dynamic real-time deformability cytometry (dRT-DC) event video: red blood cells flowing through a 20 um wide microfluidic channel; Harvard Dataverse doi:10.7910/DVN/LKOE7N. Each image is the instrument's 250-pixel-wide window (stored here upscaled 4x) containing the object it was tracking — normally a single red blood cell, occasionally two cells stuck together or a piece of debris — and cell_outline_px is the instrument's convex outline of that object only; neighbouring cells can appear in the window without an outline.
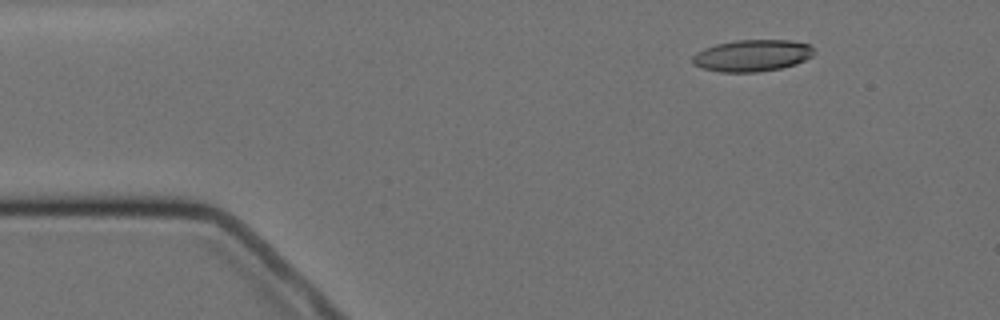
{"species": "Egyptian fruit bat (a non-hibernating species)", "species_latin": "Rousettus aegyptiacus", "temperature_condition": "cold", "stored_images_in_passage": 4, "camera_frame_rate_fps": 3000, "um_per_image_px": 0.085, "animal": {"sex": "female"}, "frame": {"image": 1, "passage_image": 2, "time_ms": 1.0, "image_size_px": [1000, 320], "cell_outline_px": [[816, 52], [812, 56], [796, 64], [780, 68], [756, 72], [720, 72], [704, 68], [692, 64], [692, 56], [696, 52], [704, 48], [716, 44], [736, 40], [788, 40], [812, 44]], "centroid_in_image_um": [63.96, 4.71], "position_along_channel_um": 21.0, "area_um2": 22.6}}